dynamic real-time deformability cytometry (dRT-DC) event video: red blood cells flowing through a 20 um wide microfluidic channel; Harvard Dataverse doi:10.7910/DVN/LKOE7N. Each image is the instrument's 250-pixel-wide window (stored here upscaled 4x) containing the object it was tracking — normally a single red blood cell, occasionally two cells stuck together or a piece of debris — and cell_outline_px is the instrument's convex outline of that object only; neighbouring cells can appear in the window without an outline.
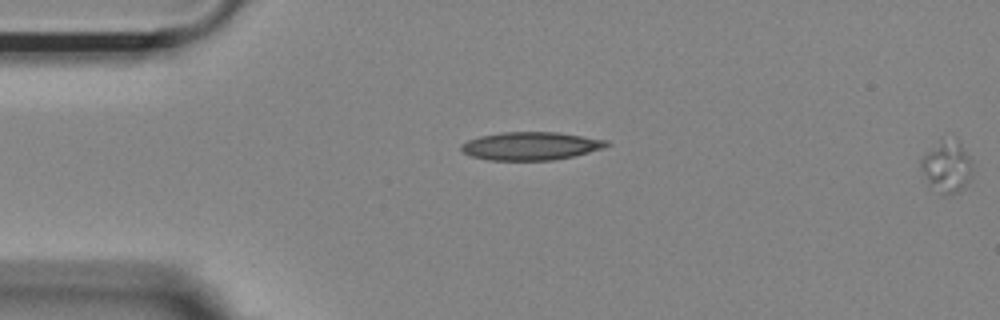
{"species": "Egyptian fruit bat (a non-hibernating species)", "species_latin": "Rousettus aegyptiacus", "temperature_condition": "room temperature", "stored_images_in_passage": 12, "segment_of_instrument_passage": [2, 2], "camera_frame_rate_fps": 3000, "um_per_image_px": 0.085, "animal": {"sex": "female"}, "frame": {"image": 1, "passage_image": 12, "time_ms": 3.667, "image_size_px": [1000, 320], "cell_outline_px": [[972, 176], [964, 188], [956, 192], [944, 196], [924, 176], [920, 164], [920, 160], [940, 140], [956, 140], [960, 144], [972, 160]], "centroid_in_image_um": [80.53, 14.18], "position_along_channel_um": 4.5, "area_um2": 14.97}}